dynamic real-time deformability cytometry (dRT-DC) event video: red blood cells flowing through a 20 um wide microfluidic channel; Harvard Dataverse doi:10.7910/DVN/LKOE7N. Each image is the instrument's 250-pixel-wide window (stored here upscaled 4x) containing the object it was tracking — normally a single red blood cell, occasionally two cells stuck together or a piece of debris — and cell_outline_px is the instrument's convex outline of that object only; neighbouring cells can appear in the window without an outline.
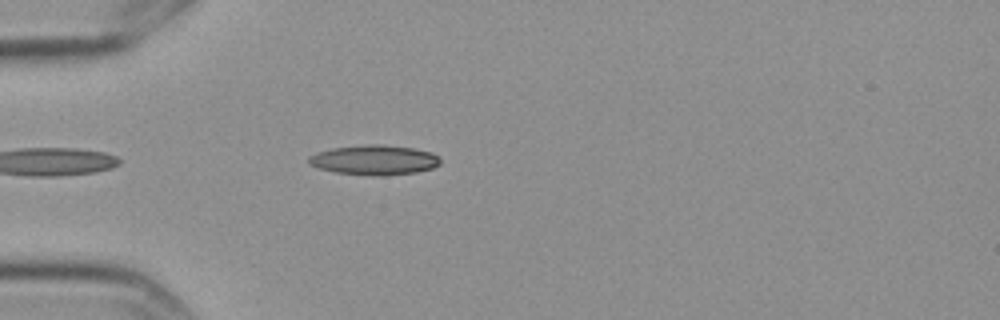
{"species": "Egyptian fruit bat (a non-hibernating species)", "species_latin": "Rousettus aegyptiacus", "temperature_condition": "cold", "stored_images_in_passage": 3, "camera_frame_rate_fps": 3000, "um_per_image_px": 0.085, "frame": {"image": 1, "passage_image": 3, "time_ms": 0.667, "image_size_px": [1000, 320], "cell_outline_px": [[440, 164], [432, 168], [416, 172], [380, 176], [372, 176], [336, 172], [320, 168], [308, 164], [308, 156], [316, 152], [332, 148], [368, 144], [376, 144], [412, 148], [432, 152], [440, 156]], "centroid_in_image_um": [31.81, 13.6], "position_along_channel_um": 53.2, "area_um2": 22.89}}